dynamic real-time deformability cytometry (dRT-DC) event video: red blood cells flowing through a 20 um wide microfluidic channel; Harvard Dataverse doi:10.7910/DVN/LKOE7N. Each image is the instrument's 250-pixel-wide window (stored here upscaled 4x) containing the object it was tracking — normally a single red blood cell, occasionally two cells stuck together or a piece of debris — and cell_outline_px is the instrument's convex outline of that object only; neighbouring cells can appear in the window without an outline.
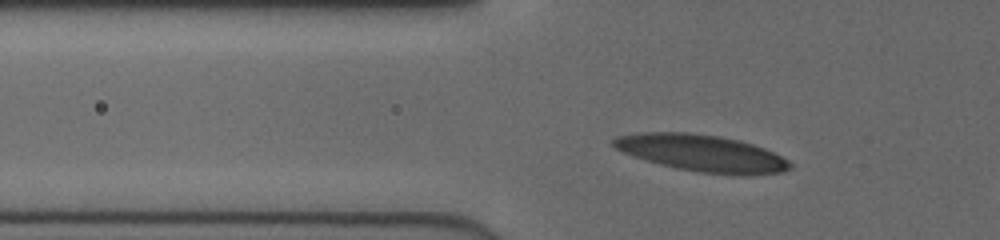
{"species": "human", "species_latin": "Homo sapiens", "temperature_condition": "cold", "stored_images_in_passage": 7, "camera_frame_rate_fps": 3000, "um_per_image_px": 0.085, "donor": {"sex": "female"}, "frame": {"image": 1, "passage_image": 5, "time_ms": 1.333, "image_size_px": [1000, 240], "cell_outline_px": [[792, 168], [784, 172], [748, 176], [732, 176], [700, 172], [676, 168], [660, 164], [632, 156], [616, 148], [612, 144], [612, 140], [616, 136], [640, 132], [688, 132], [720, 136], [740, 140], [764, 148], [788, 160], [792, 164]], "centroid_in_image_um": [59.69, 13.03], "position_along_channel_um": 66.1, "area_um2": 38.21}}